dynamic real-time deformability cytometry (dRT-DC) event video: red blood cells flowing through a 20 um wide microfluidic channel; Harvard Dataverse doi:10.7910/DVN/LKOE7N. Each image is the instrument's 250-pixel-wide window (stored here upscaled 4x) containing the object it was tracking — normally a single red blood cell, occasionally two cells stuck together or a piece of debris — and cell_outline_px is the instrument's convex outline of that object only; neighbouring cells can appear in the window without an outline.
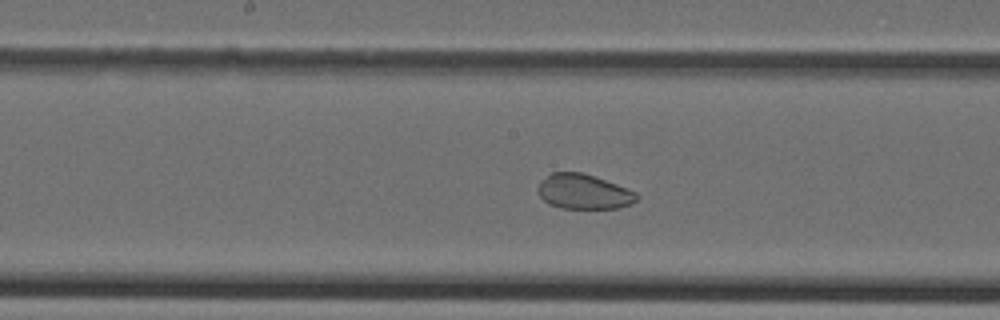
{"species": "Egyptian fruit bat (a non-hibernating species)", "species_latin": "Rousettus aegyptiacus", "temperature_condition": "cold", "stored_images_in_passage": 41, "camera_frame_rate_fps": 3000, "um_per_image_px": 0.085, "animal": {"sex": "female"}, "frame": {"image": 1, "passage_image": 18, "time_ms": 5.667, "image_size_px": [1000, 320], "cell_outline_px": [[640, 196], [632, 204], [616, 208], [560, 208], [548, 204], [536, 192], [536, 188], [540, 180], [552, 172], [580, 172], [596, 176], [628, 188], [636, 192]], "centroid_in_image_um": [49.59, 16.28], "position_along_channel_um": 198.6, "area_um2": 20.4}}
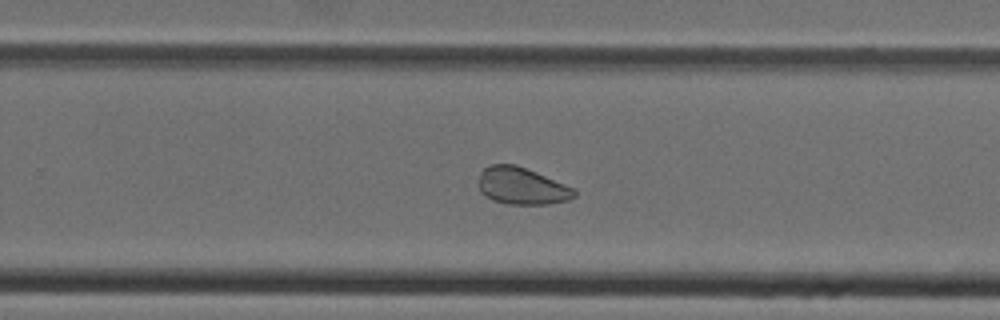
{"frame": {"image": 2, "passage_image": 24, "time_ms": 7.667, "image_size_px": [1000, 320], "cell_outline_px": [[576, 196], [568, 200], [548, 204], [508, 204], [492, 200], [484, 196], [480, 192], [476, 180], [480, 172], [484, 168], [492, 164], [516, 164], [576, 188]], "centroid_in_image_um": [44.32, 15.81], "position_along_channel_um": 285.5, "area_um2": 21.04}}